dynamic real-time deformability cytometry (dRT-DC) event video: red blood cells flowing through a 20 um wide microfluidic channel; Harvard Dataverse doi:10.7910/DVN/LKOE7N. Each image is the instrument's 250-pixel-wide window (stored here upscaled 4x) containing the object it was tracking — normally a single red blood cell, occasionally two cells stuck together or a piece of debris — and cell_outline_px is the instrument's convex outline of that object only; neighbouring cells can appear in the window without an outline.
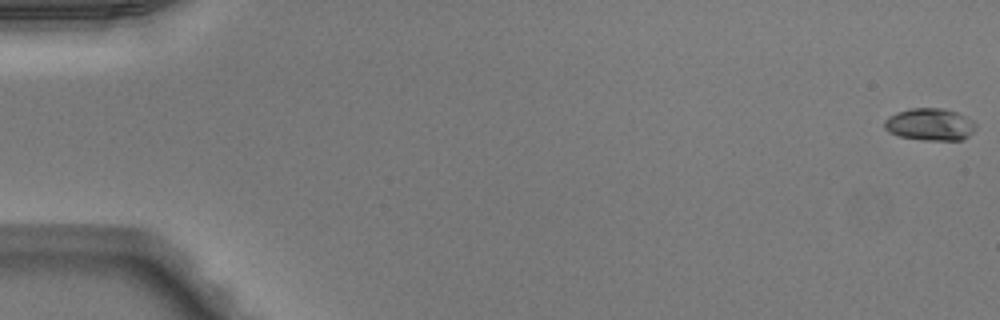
{"species": "Egyptian fruit bat (a non-hibernating species)", "species_latin": "Rousettus aegyptiacus", "temperature_condition": "warm", "stored_images_in_passage": 48, "camera_frame_rate_fps": 3000, "um_per_image_px": 0.085, "animal": {"sex": "male"}, "frame": {"image": 1, "passage_image": 1, "time_ms": 0.0, "image_size_px": [1000, 320], "cell_outline_px": [[976, 124], [972, 132], [968, 136], [960, 140], [924, 140], [900, 136], [888, 132], [884, 128], [884, 120], [888, 116], [896, 112], [912, 108], [944, 108], [956, 112], [972, 120]], "centroid_in_image_um": [79.01, 10.57], "position_along_channel_um": 6.0, "area_um2": 17.11}}
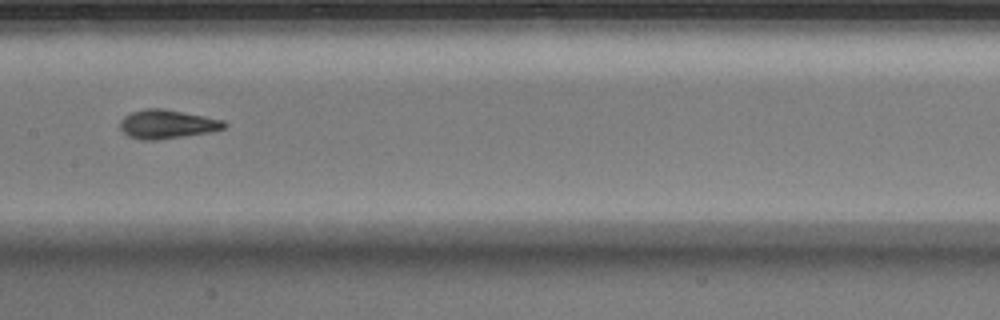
{"frame": {"image": 2, "passage_image": 27, "time_ms": 8.667, "image_size_px": [1000, 320], "cell_outline_px": [[228, 124], [224, 128], [208, 132], [156, 140], [140, 140], [128, 136], [120, 128], [120, 120], [124, 116], [132, 112], [144, 108], [160, 108], [204, 116], [224, 120]], "centroid_in_image_um": [14.17, 10.55], "position_along_channel_um": 193.2, "area_um2": 17.34}}
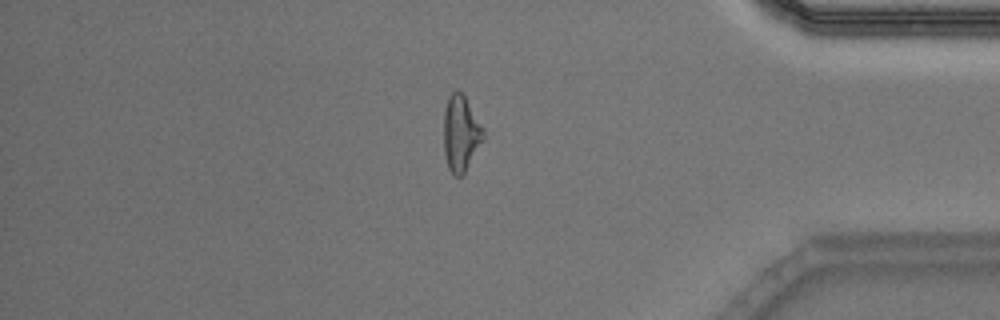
{"frame": {"image": 3, "passage_image": 44, "time_ms": 14.333, "image_size_px": [1000, 320], "cell_outline_px": [[484, 136], [464, 176], [456, 176], [448, 168], [444, 156], [444, 108], [448, 96], [456, 88], [464, 96], [484, 128]], "centroid_in_image_um": [39.15, 11.34], "position_along_channel_um": 396.0, "area_um2": 17.57}}